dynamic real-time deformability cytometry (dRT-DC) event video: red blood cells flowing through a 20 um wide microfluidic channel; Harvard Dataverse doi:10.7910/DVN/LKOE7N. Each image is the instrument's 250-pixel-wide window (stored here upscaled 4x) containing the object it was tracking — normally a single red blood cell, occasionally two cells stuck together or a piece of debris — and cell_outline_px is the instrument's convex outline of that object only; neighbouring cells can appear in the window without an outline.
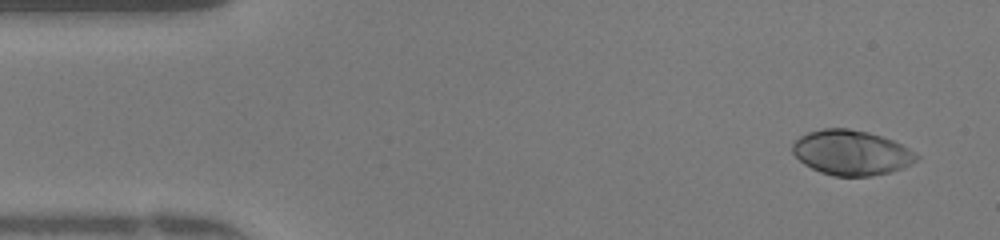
{"species": "human", "species_latin": "Homo sapiens", "temperature_condition": "warm", "stored_images_in_passage": 48, "camera_frame_rate_fps": 3000, "um_per_image_px": 0.085, "donor": {"sex": "female"}, "frame": {"image": 1, "passage_image": 3, "time_ms": 0.667, "image_size_px": [1000, 240], "cell_outline_px": [[920, 156], [916, 160], [904, 168], [872, 176], [832, 176], [820, 172], [804, 164], [792, 152], [792, 144], [800, 136], [808, 132], [824, 128], [848, 128], [868, 132], [892, 140], [916, 152]], "centroid_in_image_um": [72.36, 12.98], "position_along_channel_um": 12.6, "area_um2": 32.43}}
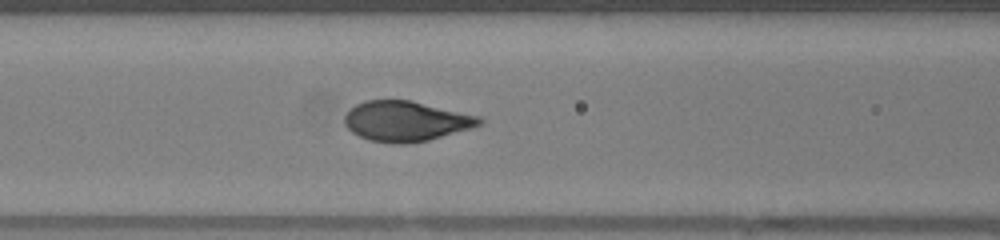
{"frame": {"image": 2, "passage_image": 19, "time_ms": 6.0, "image_size_px": [1000, 240], "cell_outline_px": [[484, 124], [472, 128], [428, 140], [408, 144], [392, 144], [368, 140], [352, 132], [344, 124], [344, 116], [348, 108], [364, 100], [408, 100], [480, 116], [484, 120]], "centroid_in_image_um": [34.49, 10.31], "position_along_channel_um": 132.1, "area_um2": 31.79}}
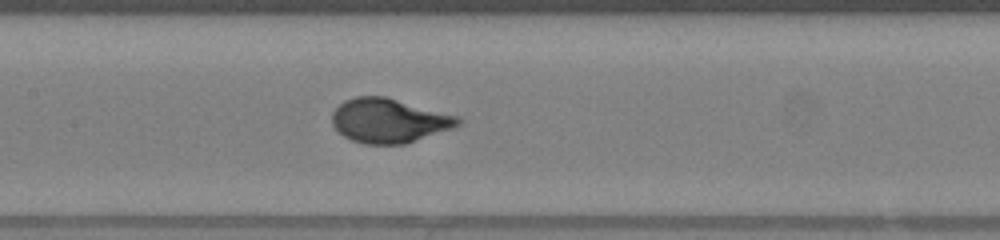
{"frame": {"image": 3, "passage_image": 22, "time_ms": 7.0, "image_size_px": [1000, 240], "cell_outline_px": [[464, 120], [460, 124], [452, 128], [404, 144], [364, 144], [352, 140], [344, 136], [332, 124], [332, 112], [344, 100], [356, 96], [384, 96], [460, 116]], "centroid_in_image_um": [33.07, 10.24], "position_along_channel_um": 174.3, "area_um2": 32.43}, "authors_computed_cell_mechanics": {"area_um2": 31.8767, "velocity_mm_per_s": 4.2214, "shape_relaxation_time_tau1_ms": 3.8575, "shape_relaxation_time_tau2_ms": null, "deformation_change_tau1": 0.2416, "deformation_change_tau2": null}}